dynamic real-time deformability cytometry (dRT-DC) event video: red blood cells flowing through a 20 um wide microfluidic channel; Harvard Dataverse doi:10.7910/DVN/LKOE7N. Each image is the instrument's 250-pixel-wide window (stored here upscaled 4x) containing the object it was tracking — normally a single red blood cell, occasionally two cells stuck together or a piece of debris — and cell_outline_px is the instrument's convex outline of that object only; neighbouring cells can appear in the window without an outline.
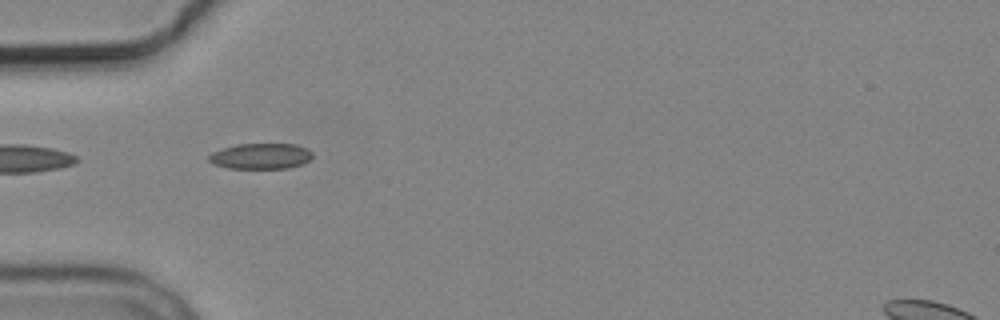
{"species": "common noctule bat (a hibernating species)", "species_latin": "Nyctalus noctula", "temperature_condition": "cold", "stored_images_in_passage": 6, "camera_frame_rate_fps": 3000, "um_per_image_px": 0.085, "animal": {"sex": "male", "body_mass_g": 19.2, "forearm_length_mm": 51.8}, "frame": {"image": 1, "passage_image": 5, "time_ms": 5.0, "image_size_px": [1000, 320], "cell_outline_px": [[312, 156], [304, 164], [288, 168], [228, 168], [216, 164], [208, 160], [208, 156], [212, 152], [220, 148], [236, 144], [296, 144], [308, 148], [312, 152]], "centroid_in_image_um": [22.18, 13.26], "position_along_channel_um": 62.8, "area_um2": 15.61}}
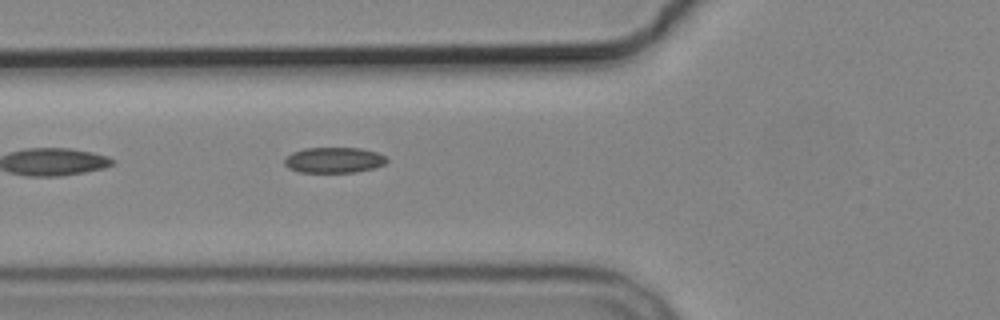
{"frame": {"image": 2, "passage_image": 6, "time_ms": 6.0, "image_size_px": [1000, 320], "cell_outline_px": [[388, 160], [384, 164], [372, 168], [356, 172], [300, 172], [288, 168], [284, 164], [284, 160], [292, 152], [304, 148], [360, 148], [376, 152], [384, 156]], "centroid_in_image_um": [28.36, 13.6], "position_along_channel_um": 97.4, "area_um2": 15.14}}